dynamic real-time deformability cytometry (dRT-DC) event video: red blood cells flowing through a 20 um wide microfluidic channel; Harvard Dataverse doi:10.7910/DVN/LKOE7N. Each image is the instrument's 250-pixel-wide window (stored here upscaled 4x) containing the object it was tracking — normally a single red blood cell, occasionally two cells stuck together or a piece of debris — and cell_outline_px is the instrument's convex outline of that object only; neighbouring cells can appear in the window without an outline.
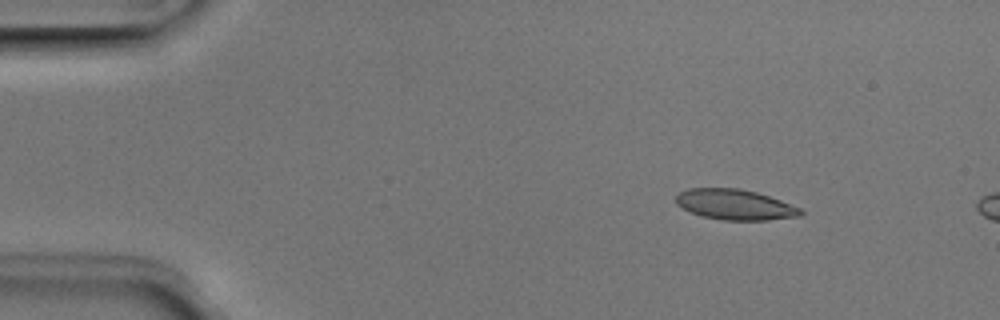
{"species": "Egyptian fruit bat (a non-hibernating species)", "species_latin": "Rousettus aegyptiacus", "temperature_condition": "room temperature", "stored_images_in_passage": 4, "camera_frame_rate_fps": 3000, "um_per_image_px": 0.085, "animal": {"sex": "male"}, "frame": {"image": 1, "passage_image": 2, "time_ms": 0.333, "image_size_px": [1000, 320], "cell_outline_px": [[804, 212], [800, 216], [768, 220], [724, 220], [704, 216], [692, 212], [676, 204], [676, 196], [680, 192], [688, 188], [740, 188], [756, 192], [780, 200], [800, 208]], "centroid_in_image_um": [62.48, 17.38], "position_along_channel_um": 22.5, "area_um2": 21.91}}